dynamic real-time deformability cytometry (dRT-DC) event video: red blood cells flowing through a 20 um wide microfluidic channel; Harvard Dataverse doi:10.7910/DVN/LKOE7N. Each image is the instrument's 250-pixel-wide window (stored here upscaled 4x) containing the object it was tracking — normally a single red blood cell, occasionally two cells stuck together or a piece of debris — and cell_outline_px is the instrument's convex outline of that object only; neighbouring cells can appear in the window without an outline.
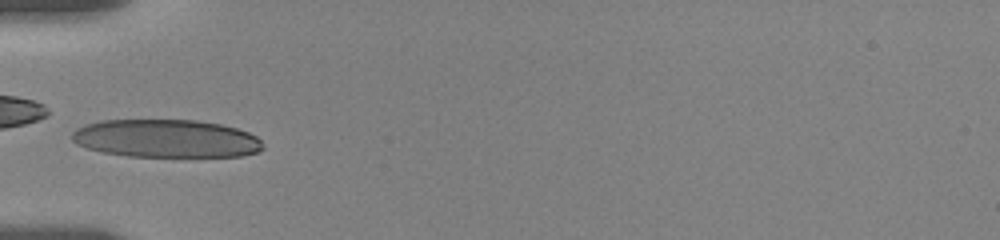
{"species": "human", "species_latin": "Homo sapiens", "temperature_condition": "room temperature", "stored_images_in_passage": 8, "camera_frame_rate_fps": 3000, "um_per_image_px": 0.085, "donor": {"sex": "female"}, "frame": {"image": 1, "passage_image": 6, "time_ms": 4.0, "image_size_px": [1000, 240], "cell_outline_px": [[264, 148], [260, 152], [240, 156], [128, 156], [104, 152], [88, 148], [76, 144], [72, 140], [72, 132], [76, 128], [84, 124], [100, 120], [196, 120], [220, 124], [236, 128], [248, 132], [256, 136], [264, 144]], "centroid_in_image_um": [14.12, 11.77], "position_along_channel_um": 70.9, "area_um2": 42.43}}
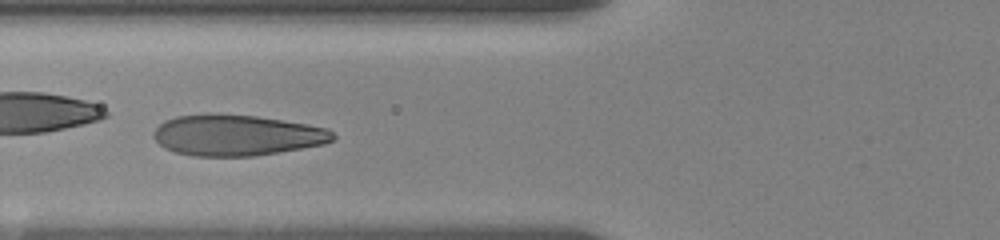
{"frame": {"image": 2, "passage_image": 7, "time_ms": 5.0, "image_size_px": [1000, 240], "cell_outline_px": [[336, 136], [332, 140], [324, 144], [252, 156], [192, 156], [176, 152], [164, 148], [152, 136], [152, 132], [164, 120], [176, 116], [208, 112], [212, 112], [256, 116], [328, 128]], "centroid_in_image_um": [20.05, 11.47], "position_along_channel_um": 105.7, "area_um2": 42.89}}